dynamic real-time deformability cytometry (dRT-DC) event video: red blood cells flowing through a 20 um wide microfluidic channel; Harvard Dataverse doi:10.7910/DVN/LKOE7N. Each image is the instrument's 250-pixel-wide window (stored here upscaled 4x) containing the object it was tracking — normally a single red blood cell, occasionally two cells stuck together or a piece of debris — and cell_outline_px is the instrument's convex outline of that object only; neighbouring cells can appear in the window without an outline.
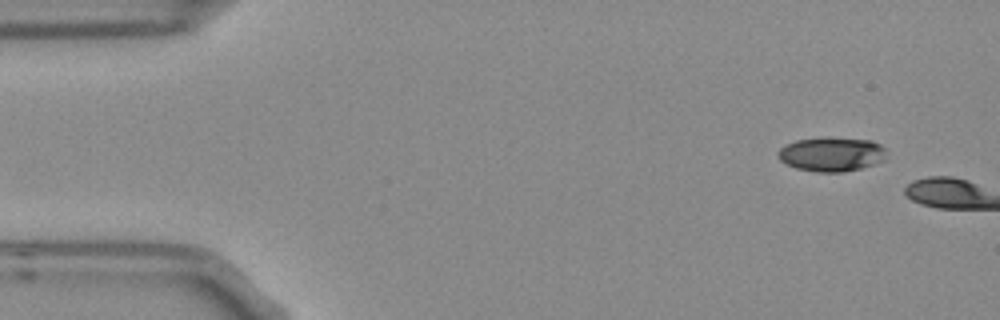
{"species": "Egyptian fruit bat (a non-hibernating species)", "species_latin": "Rousettus aegyptiacus", "temperature_condition": "room temperature", "stored_images_in_passage": 2, "camera_frame_rate_fps": 3000, "um_per_image_px": 0.085, "frame": {"image": 1, "passage_image": 1, "time_ms": 0.0, "image_size_px": [1000, 320], "cell_outline_px": [[884, 160], [876, 164], [844, 172], [816, 172], [796, 168], [780, 160], [776, 156], [776, 152], [784, 144], [796, 140], [820, 136], [824, 136], [872, 140], [880, 144], [884, 148]], "centroid_in_image_um": [70.64, 13.08], "position_along_channel_um": 14.4, "area_um2": 22.08}}